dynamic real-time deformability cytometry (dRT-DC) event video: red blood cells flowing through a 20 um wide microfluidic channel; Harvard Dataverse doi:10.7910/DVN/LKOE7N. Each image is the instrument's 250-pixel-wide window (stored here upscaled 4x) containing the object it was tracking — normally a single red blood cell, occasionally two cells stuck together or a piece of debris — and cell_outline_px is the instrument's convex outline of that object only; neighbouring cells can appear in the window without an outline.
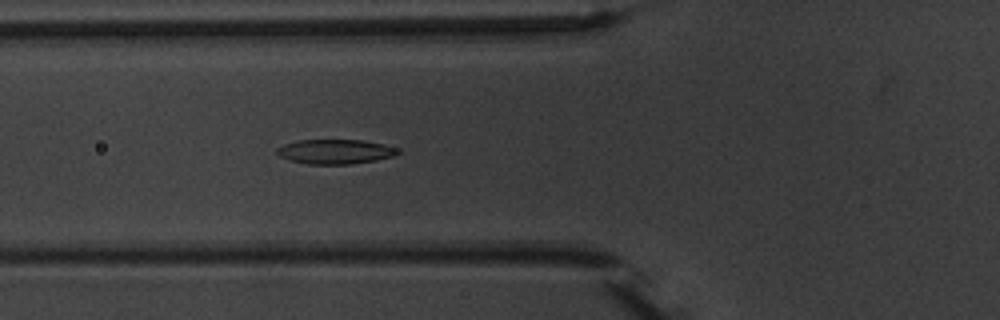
{"species": "common noctule bat (a hibernating species)", "species_latin": "Nyctalus noctula", "temperature_condition": "warm", "stored_images_in_passage": 5, "camera_frame_rate_fps": 3000, "um_per_image_px": 0.085, "animal": {"sex": "male", "body_mass_g": 20.1, "forearm_length_mm": 53.5}, "frame": {"image": 1, "passage_image": 5, "time_ms": 5.667, "image_size_px": [1000, 320], "cell_outline_px": [[400, 152], [392, 156], [376, 160], [352, 164], [308, 164], [288, 160], [280, 156], [276, 152], [276, 148], [284, 144], [300, 140], [360, 140], [384, 144], [396, 148]], "centroid_in_image_um": [28.46, 12.89], "position_along_channel_um": 97.3, "area_um2": 17.22}}